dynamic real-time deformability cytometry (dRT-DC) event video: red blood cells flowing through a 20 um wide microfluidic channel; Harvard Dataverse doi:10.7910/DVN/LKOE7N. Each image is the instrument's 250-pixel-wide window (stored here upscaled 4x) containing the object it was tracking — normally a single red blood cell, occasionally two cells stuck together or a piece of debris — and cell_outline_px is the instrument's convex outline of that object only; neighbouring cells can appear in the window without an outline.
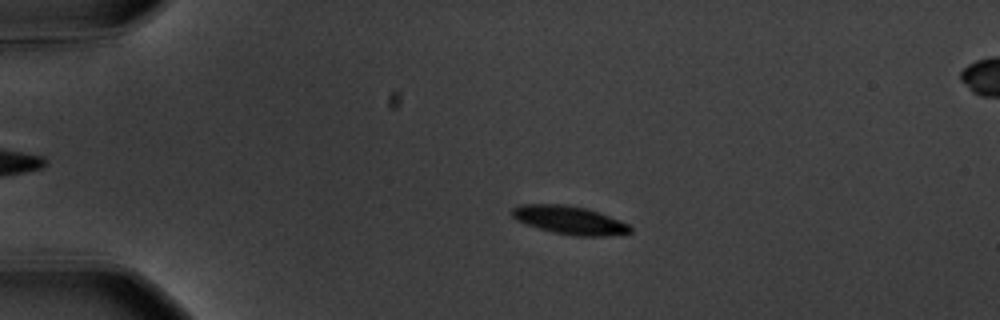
{"species": "common noctule bat (a hibernating species)", "species_latin": "Nyctalus noctula", "temperature_condition": "warm", "stored_images_in_passage": 57, "camera_frame_rate_fps": 3000, "um_per_image_px": 0.085, "animal": {"sex": "male", "body_mass_g": 20.1, "forearm_length_mm": 53.5}, "frame": {"image": 1, "passage_image": 13, "time_ms": 4.0, "image_size_px": [1000, 320], "cell_outline_px": [[632, 232], [604, 236], [576, 236], [552, 232], [516, 220], [512, 216], [512, 208], [520, 204], [568, 204], [588, 208], [600, 212], [620, 220], [628, 224], [632, 228]], "centroid_in_image_um": [48.43, 18.69], "position_along_channel_um": 36.6, "area_um2": 19.54}}
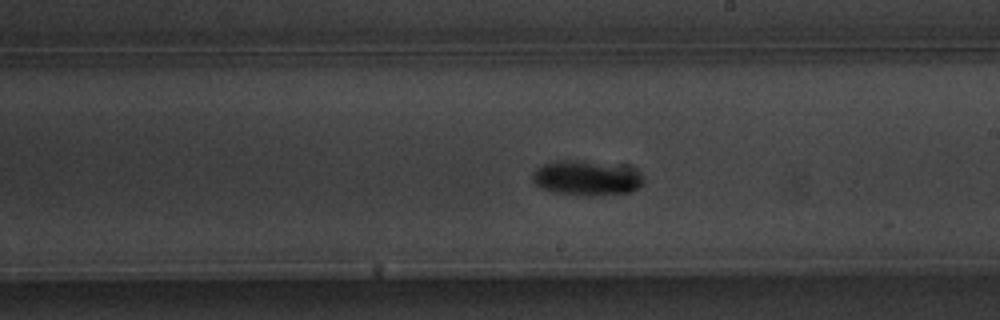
{"frame": {"image": 2, "passage_image": 34, "time_ms": 11.0, "image_size_px": [1000, 320], "cell_outline_px": [[644, 184], [640, 188], [632, 192], [596, 196], [580, 196], [552, 192], [540, 188], [532, 180], [532, 172], [536, 168], [552, 160], [576, 160], [600, 164], [640, 172], [644, 176]], "centroid_in_image_um": [49.8, 15.18], "position_along_channel_um": 239.2, "area_um2": 22.54}}
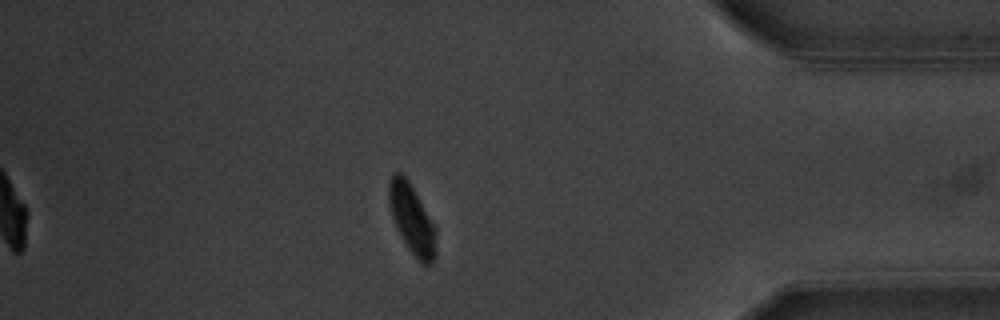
{"frame": {"image": 3, "passage_image": 50, "time_ms": 16.333, "image_size_px": [1000, 320], "cell_outline_px": [[436, 256], [432, 264], [424, 264], [412, 252], [404, 240], [392, 216], [388, 200], [388, 184], [392, 172], [400, 172], [408, 180], [436, 228]], "centroid_in_image_um": [35.02, 18.59], "position_along_channel_um": 400.2, "area_um2": 18.61}, "authors_computed_cell_mechanics": {"area_um2": 19.363, "velocity_mm_per_s": 3.5678, "shape_relaxation_time_tau1_ms": 3.5067, "shape_relaxation_time_tau2_ms": null, "deformation_change_tau1": 0.1847, "deformation_change_tau2": null}}